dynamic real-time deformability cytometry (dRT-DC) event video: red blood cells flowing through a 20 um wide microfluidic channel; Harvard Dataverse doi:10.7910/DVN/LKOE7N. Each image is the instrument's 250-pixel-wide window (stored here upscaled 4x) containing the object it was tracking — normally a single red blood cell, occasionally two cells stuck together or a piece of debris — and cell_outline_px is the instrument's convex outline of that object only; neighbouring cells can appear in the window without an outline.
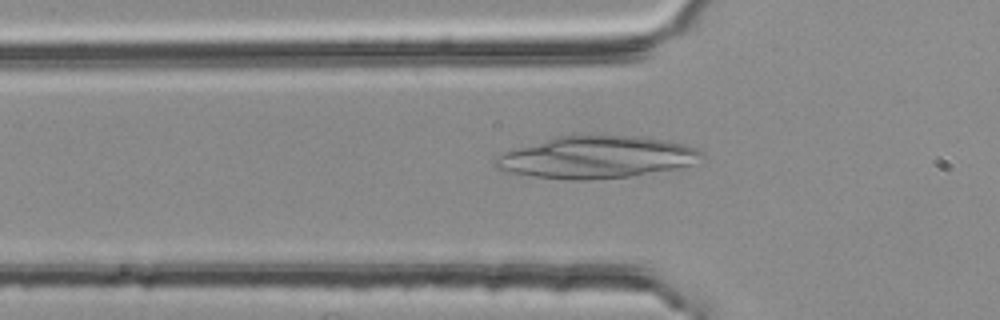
{"species": "common noctule bat (a hibernating species)", "species_latin": "Nyctalus noctula", "temperature_condition": "room temperature", "stored_images_in_passage": 27, "camera_frame_rate_fps": 3000, "um_per_image_px": 0.085, "animal": {"sex": "female", "body_mass_g": 25.1}, "frame": {"image": 1, "passage_image": 2, "time_ms": 0.333, "image_size_px": [1000, 320], "cell_outline_px": [[704, 156], [688, 164], [676, 168], [632, 176], [592, 180], [568, 180], [536, 176], [508, 172], [492, 168], [492, 160], [496, 156], [504, 152], [556, 136], [636, 136], [668, 140], [684, 144], [696, 148], [704, 152]], "centroid_in_image_um": [50.65, 13.37], "position_along_channel_um": 75.2, "area_um2": 50.4}}
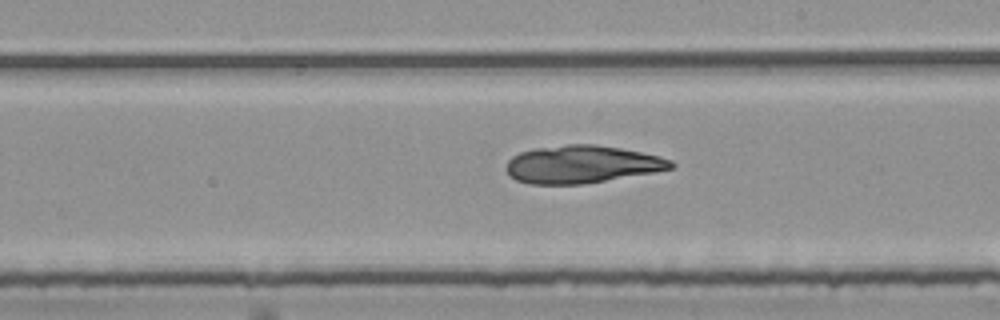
{"frame": {"image": 2, "passage_image": 15, "time_ms": 4.667, "image_size_px": [1000, 320], "cell_outline_px": [[676, 164], [672, 168], [656, 172], [584, 184], [528, 184], [516, 180], [508, 172], [508, 160], [512, 156], [520, 152], [536, 148], [568, 144], [596, 144], [620, 148], [660, 156], [672, 160]], "centroid_in_image_um": [49.5, 13.97], "position_along_channel_um": 239.5, "area_um2": 36.13}}
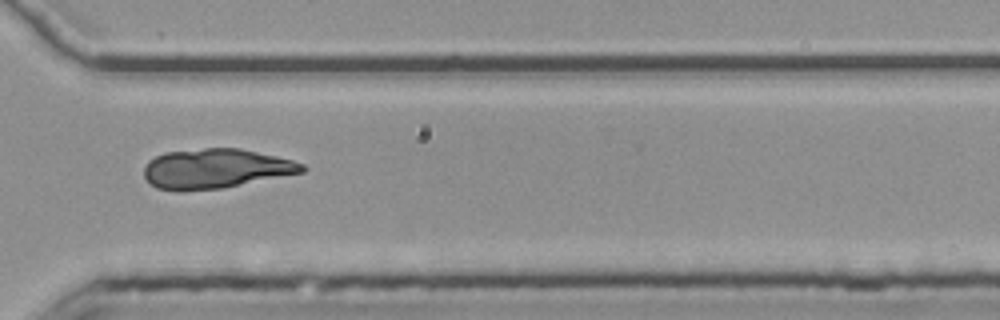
{"frame": {"image": 3, "passage_image": 24, "time_ms": 7.667, "image_size_px": [1000, 320], "cell_outline_px": [[308, 168], [304, 172], [224, 188], [180, 192], [176, 192], [156, 188], [144, 176], [144, 168], [148, 160], [164, 152], [204, 148], [240, 148], [276, 156], [292, 160], [304, 164]], "centroid_in_image_um": [18.32, 14.34], "position_along_channel_um": 352.3, "area_um2": 36.88}}